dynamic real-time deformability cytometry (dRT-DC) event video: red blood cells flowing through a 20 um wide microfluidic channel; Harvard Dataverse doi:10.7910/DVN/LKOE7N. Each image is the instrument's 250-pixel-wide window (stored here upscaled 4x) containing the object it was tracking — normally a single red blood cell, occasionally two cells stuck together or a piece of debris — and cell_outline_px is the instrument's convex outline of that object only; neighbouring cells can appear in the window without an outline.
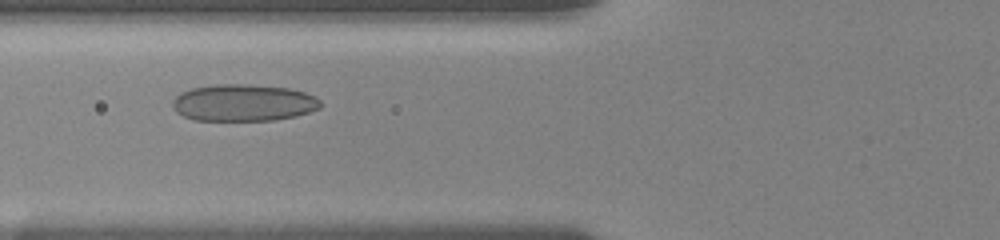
{"species": "human", "species_latin": "Homo sapiens", "temperature_condition": "room temperature", "stored_images_in_passage": 35, "camera_frame_rate_fps": 3000, "um_per_image_px": 0.085, "donor": {"sex": "female"}, "frame": {"image": 1, "passage_image": 11, "time_ms": 4.333, "image_size_px": [1000, 240], "cell_outline_px": [[320, 108], [296, 116], [276, 120], [192, 120], [176, 112], [172, 104], [172, 100], [180, 92], [192, 88], [216, 84], [244, 84], [288, 88], [304, 92], [316, 96], [320, 100]], "centroid_in_image_um": [20.68, 8.73], "position_along_channel_um": 105.1, "area_um2": 31.85}}
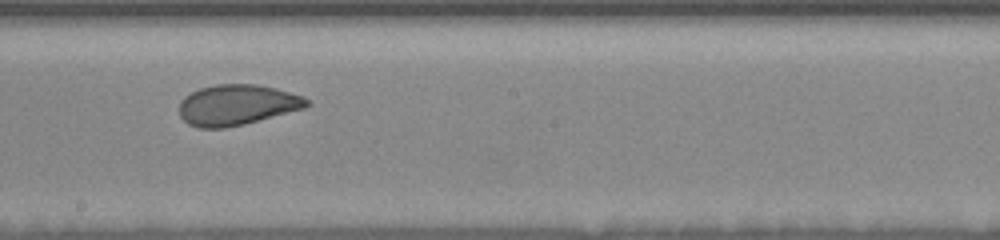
{"frame": {"image": 2, "passage_image": 17, "time_ms": 7.667, "image_size_px": [1000, 240], "cell_outline_px": [[312, 104], [304, 108], [244, 124], [224, 128], [196, 128], [188, 124], [180, 116], [180, 100], [184, 96], [200, 88], [216, 84], [256, 84], [276, 88], [304, 96]], "centroid_in_image_um": [20.14, 8.91], "position_along_channel_um": 228.1, "area_um2": 30.23}}
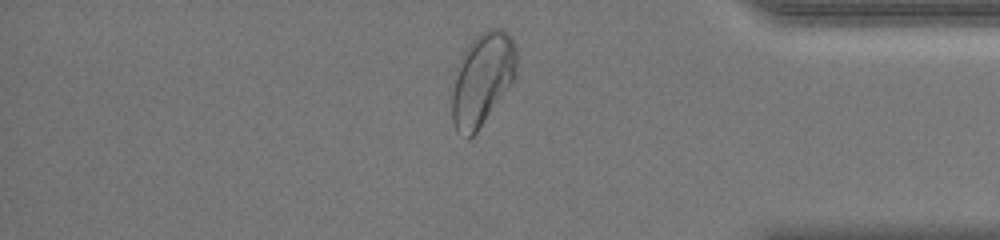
{"frame": {"image": 3, "passage_image": 29, "time_ms": 12.667, "image_size_px": [1000, 240], "cell_outline_px": [[516, 76], [476, 132], [468, 140], [456, 132], [452, 120], [452, 96], [456, 76], [460, 60], [464, 52], [472, 40], [480, 32], [488, 28], [500, 28], [512, 36], [516, 48]], "centroid_in_image_um": [41.0, 6.72], "position_along_channel_um": 394.2, "area_um2": 34.39}, "authors_computed_cell_mechanics": {"area_um2": 33.4084, "velocity_mm_per_s": 3.6727, "shape_relaxation_time_tau1_ms": 4.8231, "shape_relaxation_time_tau2_ms": null, "deformation_change_tau1": 0.1293, "deformation_change_tau2": null}}